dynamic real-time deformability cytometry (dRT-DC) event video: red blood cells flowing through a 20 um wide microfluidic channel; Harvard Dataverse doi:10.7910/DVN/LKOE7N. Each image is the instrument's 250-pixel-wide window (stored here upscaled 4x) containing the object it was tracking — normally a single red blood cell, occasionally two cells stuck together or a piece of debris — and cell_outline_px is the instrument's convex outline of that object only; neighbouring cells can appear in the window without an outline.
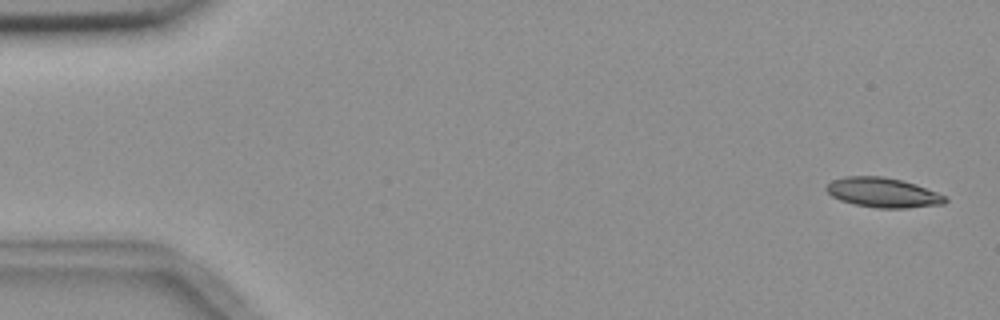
{"species": "common noctule bat (a hibernating species)", "species_latin": "Nyctalus noctula", "temperature_condition": "room temperature", "stored_images_in_passage": 5, "camera_frame_rate_fps": 3000, "um_per_image_px": 0.085, "animal": {"sex": "female", "body_mass_g": 18.4}, "frame": {"image": 1, "passage_image": 1, "time_ms": 0.0, "image_size_px": [1000, 320], "cell_outline_px": [[948, 200], [944, 204], [908, 208], [876, 208], [856, 204], [840, 200], [832, 196], [824, 188], [832, 180], [844, 176], [884, 176], [916, 184], [948, 196]], "centroid_in_image_um": [75.08, 16.37], "position_along_channel_um": 9.9, "area_um2": 20.69}}
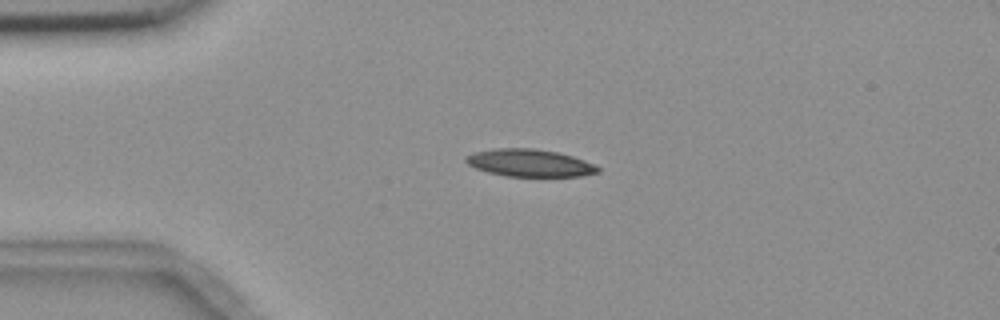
{"frame": {"image": 2, "passage_image": 4, "time_ms": 3.667, "image_size_px": [1000, 320], "cell_outline_px": [[600, 172], [580, 176], [508, 176], [488, 172], [476, 168], [468, 164], [464, 160], [464, 156], [476, 152], [496, 148], [532, 148], [556, 152], [572, 156], [596, 164], [600, 168]], "centroid_in_image_um": [45.03, 13.85], "position_along_channel_um": 40.0, "area_um2": 20.98}}